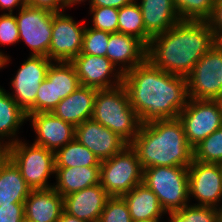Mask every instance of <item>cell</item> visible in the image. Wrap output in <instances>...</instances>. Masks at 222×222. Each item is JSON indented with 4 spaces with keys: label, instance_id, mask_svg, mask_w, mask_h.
I'll list each match as a JSON object with an SVG mask.
<instances>
[{
    "label": "cell",
    "instance_id": "cell-1",
    "mask_svg": "<svg viewBox=\"0 0 222 222\" xmlns=\"http://www.w3.org/2000/svg\"><path fill=\"white\" fill-rule=\"evenodd\" d=\"M123 85L141 125L177 119L189 99L186 77L165 72L148 59L123 74Z\"/></svg>",
    "mask_w": 222,
    "mask_h": 222
},
{
    "label": "cell",
    "instance_id": "cell-2",
    "mask_svg": "<svg viewBox=\"0 0 222 222\" xmlns=\"http://www.w3.org/2000/svg\"><path fill=\"white\" fill-rule=\"evenodd\" d=\"M213 47V30L205 20H180L151 38L147 59L161 70L187 77L198 60Z\"/></svg>",
    "mask_w": 222,
    "mask_h": 222
},
{
    "label": "cell",
    "instance_id": "cell-3",
    "mask_svg": "<svg viewBox=\"0 0 222 222\" xmlns=\"http://www.w3.org/2000/svg\"><path fill=\"white\" fill-rule=\"evenodd\" d=\"M130 146L136 151L142 169L188 167L193 161V148L178 118L142 124Z\"/></svg>",
    "mask_w": 222,
    "mask_h": 222
},
{
    "label": "cell",
    "instance_id": "cell-4",
    "mask_svg": "<svg viewBox=\"0 0 222 222\" xmlns=\"http://www.w3.org/2000/svg\"><path fill=\"white\" fill-rule=\"evenodd\" d=\"M92 119L109 128L128 144L134 140L141 126L123 84L97 90Z\"/></svg>",
    "mask_w": 222,
    "mask_h": 222
},
{
    "label": "cell",
    "instance_id": "cell-5",
    "mask_svg": "<svg viewBox=\"0 0 222 222\" xmlns=\"http://www.w3.org/2000/svg\"><path fill=\"white\" fill-rule=\"evenodd\" d=\"M5 152L32 190L53 188L49 179L55 176L54 151L20 139L6 147Z\"/></svg>",
    "mask_w": 222,
    "mask_h": 222
},
{
    "label": "cell",
    "instance_id": "cell-6",
    "mask_svg": "<svg viewBox=\"0 0 222 222\" xmlns=\"http://www.w3.org/2000/svg\"><path fill=\"white\" fill-rule=\"evenodd\" d=\"M142 182L158 197L166 213L189 204L188 167L157 166L143 169Z\"/></svg>",
    "mask_w": 222,
    "mask_h": 222
},
{
    "label": "cell",
    "instance_id": "cell-7",
    "mask_svg": "<svg viewBox=\"0 0 222 222\" xmlns=\"http://www.w3.org/2000/svg\"><path fill=\"white\" fill-rule=\"evenodd\" d=\"M143 169L136 151L127 145L100 163V185L111 196H122L142 183Z\"/></svg>",
    "mask_w": 222,
    "mask_h": 222
},
{
    "label": "cell",
    "instance_id": "cell-8",
    "mask_svg": "<svg viewBox=\"0 0 222 222\" xmlns=\"http://www.w3.org/2000/svg\"><path fill=\"white\" fill-rule=\"evenodd\" d=\"M52 62L46 56L29 55L11 78L10 90L13 91L8 94L27 116L35 113L36 94Z\"/></svg>",
    "mask_w": 222,
    "mask_h": 222
},
{
    "label": "cell",
    "instance_id": "cell-9",
    "mask_svg": "<svg viewBox=\"0 0 222 222\" xmlns=\"http://www.w3.org/2000/svg\"><path fill=\"white\" fill-rule=\"evenodd\" d=\"M47 9L24 5L14 13L19 31V42L30 49L29 55L48 57L52 37L53 15Z\"/></svg>",
    "mask_w": 222,
    "mask_h": 222
},
{
    "label": "cell",
    "instance_id": "cell-10",
    "mask_svg": "<svg viewBox=\"0 0 222 222\" xmlns=\"http://www.w3.org/2000/svg\"><path fill=\"white\" fill-rule=\"evenodd\" d=\"M178 119L192 148L222 126V113L215 100L189 98Z\"/></svg>",
    "mask_w": 222,
    "mask_h": 222
},
{
    "label": "cell",
    "instance_id": "cell-11",
    "mask_svg": "<svg viewBox=\"0 0 222 222\" xmlns=\"http://www.w3.org/2000/svg\"><path fill=\"white\" fill-rule=\"evenodd\" d=\"M86 20L76 22L66 11L53 15L48 58L71 62L82 50Z\"/></svg>",
    "mask_w": 222,
    "mask_h": 222
},
{
    "label": "cell",
    "instance_id": "cell-12",
    "mask_svg": "<svg viewBox=\"0 0 222 222\" xmlns=\"http://www.w3.org/2000/svg\"><path fill=\"white\" fill-rule=\"evenodd\" d=\"M189 203L218 207L222 203V177L218 163L193 160L188 166ZM196 203H191L192 200Z\"/></svg>",
    "mask_w": 222,
    "mask_h": 222
},
{
    "label": "cell",
    "instance_id": "cell-13",
    "mask_svg": "<svg viewBox=\"0 0 222 222\" xmlns=\"http://www.w3.org/2000/svg\"><path fill=\"white\" fill-rule=\"evenodd\" d=\"M221 65L222 53L212 47L186 77L188 97L215 100L222 93V82L218 79Z\"/></svg>",
    "mask_w": 222,
    "mask_h": 222
},
{
    "label": "cell",
    "instance_id": "cell-14",
    "mask_svg": "<svg viewBox=\"0 0 222 222\" xmlns=\"http://www.w3.org/2000/svg\"><path fill=\"white\" fill-rule=\"evenodd\" d=\"M71 63L75 66L80 86L102 90L123 84V74L106 56L79 54Z\"/></svg>",
    "mask_w": 222,
    "mask_h": 222
},
{
    "label": "cell",
    "instance_id": "cell-15",
    "mask_svg": "<svg viewBox=\"0 0 222 222\" xmlns=\"http://www.w3.org/2000/svg\"><path fill=\"white\" fill-rule=\"evenodd\" d=\"M75 138L92 151L100 162L111 158L129 145L119 135L93 119L85 120L75 127Z\"/></svg>",
    "mask_w": 222,
    "mask_h": 222
},
{
    "label": "cell",
    "instance_id": "cell-16",
    "mask_svg": "<svg viewBox=\"0 0 222 222\" xmlns=\"http://www.w3.org/2000/svg\"><path fill=\"white\" fill-rule=\"evenodd\" d=\"M27 121L36 135L32 143L51 151L55 152L75 138V127L52 112L29 114Z\"/></svg>",
    "mask_w": 222,
    "mask_h": 222
},
{
    "label": "cell",
    "instance_id": "cell-17",
    "mask_svg": "<svg viewBox=\"0 0 222 222\" xmlns=\"http://www.w3.org/2000/svg\"><path fill=\"white\" fill-rule=\"evenodd\" d=\"M111 196L99 184L63 197L64 211L85 222H99Z\"/></svg>",
    "mask_w": 222,
    "mask_h": 222
},
{
    "label": "cell",
    "instance_id": "cell-18",
    "mask_svg": "<svg viewBox=\"0 0 222 222\" xmlns=\"http://www.w3.org/2000/svg\"><path fill=\"white\" fill-rule=\"evenodd\" d=\"M106 57L125 74L147 59V46L134 36L114 32L109 35Z\"/></svg>",
    "mask_w": 222,
    "mask_h": 222
},
{
    "label": "cell",
    "instance_id": "cell-19",
    "mask_svg": "<svg viewBox=\"0 0 222 222\" xmlns=\"http://www.w3.org/2000/svg\"><path fill=\"white\" fill-rule=\"evenodd\" d=\"M63 210V196L54 188L32 190L24 202V218L32 222H57Z\"/></svg>",
    "mask_w": 222,
    "mask_h": 222
},
{
    "label": "cell",
    "instance_id": "cell-20",
    "mask_svg": "<svg viewBox=\"0 0 222 222\" xmlns=\"http://www.w3.org/2000/svg\"><path fill=\"white\" fill-rule=\"evenodd\" d=\"M97 90L79 86L73 93L62 99L52 113L74 127L85 120L92 119Z\"/></svg>",
    "mask_w": 222,
    "mask_h": 222
},
{
    "label": "cell",
    "instance_id": "cell-21",
    "mask_svg": "<svg viewBox=\"0 0 222 222\" xmlns=\"http://www.w3.org/2000/svg\"><path fill=\"white\" fill-rule=\"evenodd\" d=\"M136 1L141 9L146 33L151 38L163 34L181 20L172 0Z\"/></svg>",
    "mask_w": 222,
    "mask_h": 222
},
{
    "label": "cell",
    "instance_id": "cell-22",
    "mask_svg": "<svg viewBox=\"0 0 222 222\" xmlns=\"http://www.w3.org/2000/svg\"><path fill=\"white\" fill-rule=\"evenodd\" d=\"M53 188L63 197L100 182V166L55 167Z\"/></svg>",
    "mask_w": 222,
    "mask_h": 222
},
{
    "label": "cell",
    "instance_id": "cell-23",
    "mask_svg": "<svg viewBox=\"0 0 222 222\" xmlns=\"http://www.w3.org/2000/svg\"><path fill=\"white\" fill-rule=\"evenodd\" d=\"M27 122V115L0 85V147L6 148L22 139L19 130Z\"/></svg>",
    "mask_w": 222,
    "mask_h": 222
},
{
    "label": "cell",
    "instance_id": "cell-24",
    "mask_svg": "<svg viewBox=\"0 0 222 222\" xmlns=\"http://www.w3.org/2000/svg\"><path fill=\"white\" fill-rule=\"evenodd\" d=\"M127 204L132 222L147 219H163L167 216L158 197L143 182L121 196Z\"/></svg>",
    "mask_w": 222,
    "mask_h": 222
},
{
    "label": "cell",
    "instance_id": "cell-25",
    "mask_svg": "<svg viewBox=\"0 0 222 222\" xmlns=\"http://www.w3.org/2000/svg\"><path fill=\"white\" fill-rule=\"evenodd\" d=\"M31 191L19 168L6 155L0 161V207L12 203H24Z\"/></svg>",
    "mask_w": 222,
    "mask_h": 222
},
{
    "label": "cell",
    "instance_id": "cell-26",
    "mask_svg": "<svg viewBox=\"0 0 222 222\" xmlns=\"http://www.w3.org/2000/svg\"><path fill=\"white\" fill-rule=\"evenodd\" d=\"M46 77L49 80H54L55 108L62 99L80 86L75 66L71 62L53 61L48 68Z\"/></svg>",
    "mask_w": 222,
    "mask_h": 222
},
{
    "label": "cell",
    "instance_id": "cell-27",
    "mask_svg": "<svg viewBox=\"0 0 222 222\" xmlns=\"http://www.w3.org/2000/svg\"><path fill=\"white\" fill-rule=\"evenodd\" d=\"M55 167L100 166V160L76 138L54 152Z\"/></svg>",
    "mask_w": 222,
    "mask_h": 222
},
{
    "label": "cell",
    "instance_id": "cell-28",
    "mask_svg": "<svg viewBox=\"0 0 222 222\" xmlns=\"http://www.w3.org/2000/svg\"><path fill=\"white\" fill-rule=\"evenodd\" d=\"M118 32L134 36L146 46L149 45L151 37L146 33L141 9L136 0L119 9Z\"/></svg>",
    "mask_w": 222,
    "mask_h": 222
},
{
    "label": "cell",
    "instance_id": "cell-29",
    "mask_svg": "<svg viewBox=\"0 0 222 222\" xmlns=\"http://www.w3.org/2000/svg\"><path fill=\"white\" fill-rule=\"evenodd\" d=\"M168 222H218L217 208L188 204L182 209L167 213ZM166 221V222H167Z\"/></svg>",
    "mask_w": 222,
    "mask_h": 222
},
{
    "label": "cell",
    "instance_id": "cell-30",
    "mask_svg": "<svg viewBox=\"0 0 222 222\" xmlns=\"http://www.w3.org/2000/svg\"><path fill=\"white\" fill-rule=\"evenodd\" d=\"M193 160L204 163L222 162V126L193 148Z\"/></svg>",
    "mask_w": 222,
    "mask_h": 222
},
{
    "label": "cell",
    "instance_id": "cell-31",
    "mask_svg": "<svg viewBox=\"0 0 222 222\" xmlns=\"http://www.w3.org/2000/svg\"><path fill=\"white\" fill-rule=\"evenodd\" d=\"M181 20L207 21L213 12L216 0H172Z\"/></svg>",
    "mask_w": 222,
    "mask_h": 222
},
{
    "label": "cell",
    "instance_id": "cell-32",
    "mask_svg": "<svg viewBox=\"0 0 222 222\" xmlns=\"http://www.w3.org/2000/svg\"><path fill=\"white\" fill-rule=\"evenodd\" d=\"M91 18V28L108 33L118 32V8L89 7L88 15Z\"/></svg>",
    "mask_w": 222,
    "mask_h": 222
},
{
    "label": "cell",
    "instance_id": "cell-33",
    "mask_svg": "<svg viewBox=\"0 0 222 222\" xmlns=\"http://www.w3.org/2000/svg\"><path fill=\"white\" fill-rule=\"evenodd\" d=\"M110 33L85 27L83 46L80 54L106 56Z\"/></svg>",
    "mask_w": 222,
    "mask_h": 222
},
{
    "label": "cell",
    "instance_id": "cell-34",
    "mask_svg": "<svg viewBox=\"0 0 222 222\" xmlns=\"http://www.w3.org/2000/svg\"><path fill=\"white\" fill-rule=\"evenodd\" d=\"M99 222H132L124 199L120 196L110 197L101 213Z\"/></svg>",
    "mask_w": 222,
    "mask_h": 222
},
{
    "label": "cell",
    "instance_id": "cell-35",
    "mask_svg": "<svg viewBox=\"0 0 222 222\" xmlns=\"http://www.w3.org/2000/svg\"><path fill=\"white\" fill-rule=\"evenodd\" d=\"M19 43L18 24L14 14L1 13L0 14V47L15 45ZM0 53L7 57L1 49Z\"/></svg>",
    "mask_w": 222,
    "mask_h": 222
},
{
    "label": "cell",
    "instance_id": "cell-36",
    "mask_svg": "<svg viewBox=\"0 0 222 222\" xmlns=\"http://www.w3.org/2000/svg\"><path fill=\"white\" fill-rule=\"evenodd\" d=\"M55 109L54 80L47 77L38 88L35 100V113L52 112Z\"/></svg>",
    "mask_w": 222,
    "mask_h": 222
},
{
    "label": "cell",
    "instance_id": "cell-37",
    "mask_svg": "<svg viewBox=\"0 0 222 222\" xmlns=\"http://www.w3.org/2000/svg\"><path fill=\"white\" fill-rule=\"evenodd\" d=\"M24 219V203H12L0 207V222H22Z\"/></svg>",
    "mask_w": 222,
    "mask_h": 222
},
{
    "label": "cell",
    "instance_id": "cell-38",
    "mask_svg": "<svg viewBox=\"0 0 222 222\" xmlns=\"http://www.w3.org/2000/svg\"><path fill=\"white\" fill-rule=\"evenodd\" d=\"M25 5L36 8L47 9L49 11L60 13L63 12L62 0H23Z\"/></svg>",
    "mask_w": 222,
    "mask_h": 222
},
{
    "label": "cell",
    "instance_id": "cell-39",
    "mask_svg": "<svg viewBox=\"0 0 222 222\" xmlns=\"http://www.w3.org/2000/svg\"><path fill=\"white\" fill-rule=\"evenodd\" d=\"M211 29H222V0H216L211 17L207 20Z\"/></svg>",
    "mask_w": 222,
    "mask_h": 222
},
{
    "label": "cell",
    "instance_id": "cell-40",
    "mask_svg": "<svg viewBox=\"0 0 222 222\" xmlns=\"http://www.w3.org/2000/svg\"><path fill=\"white\" fill-rule=\"evenodd\" d=\"M134 1L135 0H91L89 7H112L120 9Z\"/></svg>",
    "mask_w": 222,
    "mask_h": 222
},
{
    "label": "cell",
    "instance_id": "cell-41",
    "mask_svg": "<svg viewBox=\"0 0 222 222\" xmlns=\"http://www.w3.org/2000/svg\"><path fill=\"white\" fill-rule=\"evenodd\" d=\"M23 0H0V11L2 13L14 14L24 6Z\"/></svg>",
    "mask_w": 222,
    "mask_h": 222
},
{
    "label": "cell",
    "instance_id": "cell-42",
    "mask_svg": "<svg viewBox=\"0 0 222 222\" xmlns=\"http://www.w3.org/2000/svg\"><path fill=\"white\" fill-rule=\"evenodd\" d=\"M213 30V47L222 53V29Z\"/></svg>",
    "mask_w": 222,
    "mask_h": 222
},
{
    "label": "cell",
    "instance_id": "cell-43",
    "mask_svg": "<svg viewBox=\"0 0 222 222\" xmlns=\"http://www.w3.org/2000/svg\"><path fill=\"white\" fill-rule=\"evenodd\" d=\"M63 1V11L68 10L67 8H73L74 6L80 5V4H84L85 2L88 1V5H90L91 0H62Z\"/></svg>",
    "mask_w": 222,
    "mask_h": 222
},
{
    "label": "cell",
    "instance_id": "cell-44",
    "mask_svg": "<svg viewBox=\"0 0 222 222\" xmlns=\"http://www.w3.org/2000/svg\"><path fill=\"white\" fill-rule=\"evenodd\" d=\"M57 222H85L83 220H80L76 218L75 216H72L68 213H66L64 210L61 213L60 219Z\"/></svg>",
    "mask_w": 222,
    "mask_h": 222
},
{
    "label": "cell",
    "instance_id": "cell-45",
    "mask_svg": "<svg viewBox=\"0 0 222 222\" xmlns=\"http://www.w3.org/2000/svg\"><path fill=\"white\" fill-rule=\"evenodd\" d=\"M11 62V57L10 55H8L7 57H4L1 53H0V70L4 69L7 67V65L9 66L8 63ZM6 66V67H5Z\"/></svg>",
    "mask_w": 222,
    "mask_h": 222
},
{
    "label": "cell",
    "instance_id": "cell-46",
    "mask_svg": "<svg viewBox=\"0 0 222 222\" xmlns=\"http://www.w3.org/2000/svg\"><path fill=\"white\" fill-rule=\"evenodd\" d=\"M217 220L222 222V203L217 207Z\"/></svg>",
    "mask_w": 222,
    "mask_h": 222
},
{
    "label": "cell",
    "instance_id": "cell-47",
    "mask_svg": "<svg viewBox=\"0 0 222 222\" xmlns=\"http://www.w3.org/2000/svg\"><path fill=\"white\" fill-rule=\"evenodd\" d=\"M215 101L218 104L220 112L222 113V93L215 99Z\"/></svg>",
    "mask_w": 222,
    "mask_h": 222
},
{
    "label": "cell",
    "instance_id": "cell-48",
    "mask_svg": "<svg viewBox=\"0 0 222 222\" xmlns=\"http://www.w3.org/2000/svg\"><path fill=\"white\" fill-rule=\"evenodd\" d=\"M135 222H166V221H163L162 219H147V220H139Z\"/></svg>",
    "mask_w": 222,
    "mask_h": 222
},
{
    "label": "cell",
    "instance_id": "cell-49",
    "mask_svg": "<svg viewBox=\"0 0 222 222\" xmlns=\"http://www.w3.org/2000/svg\"><path fill=\"white\" fill-rule=\"evenodd\" d=\"M6 156L5 148L0 147V161Z\"/></svg>",
    "mask_w": 222,
    "mask_h": 222
},
{
    "label": "cell",
    "instance_id": "cell-50",
    "mask_svg": "<svg viewBox=\"0 0 222 222\" xmlns=\"http://www.w3.org/2000/svg\"><path fill=\"white\" fill-rule=\"evenodd\" d=\"M218 76H219L218 79L222 82V65H221V67L219 68Z\"/></svg>",
    "mask_w": 222,
    "mask_h": 222
},
{
    "label": "cell",
    "instance_id": "cell-51",
    "mask_svg": "<svg viewBox=\"0 0 222 222\" xmlns=\"http://www.w3.org/2000/svg\"><path fill=\"white\" fill-rule=\"evenodd\" d=\"M218 167H219V169H220L221 177H222V162L218 163Z\"/></svg>",
    "mask_w": 222,
    "mask_h": 222
},
{
    "label": "cell",
    "instance_id": "cell-52",
    "mask_svg": "<svg viewBox=\"0 0 222 222\" xmlns=\"http://www.w3.org/2000/svg\"><path fill=\"white\" fill-rule=\"evenodd\" d=\"M22 222H32V221H29V220L24 218Z\"/></svg>",
    "mask_w": 222,
    "mask_h": 222
}]
</instances>
